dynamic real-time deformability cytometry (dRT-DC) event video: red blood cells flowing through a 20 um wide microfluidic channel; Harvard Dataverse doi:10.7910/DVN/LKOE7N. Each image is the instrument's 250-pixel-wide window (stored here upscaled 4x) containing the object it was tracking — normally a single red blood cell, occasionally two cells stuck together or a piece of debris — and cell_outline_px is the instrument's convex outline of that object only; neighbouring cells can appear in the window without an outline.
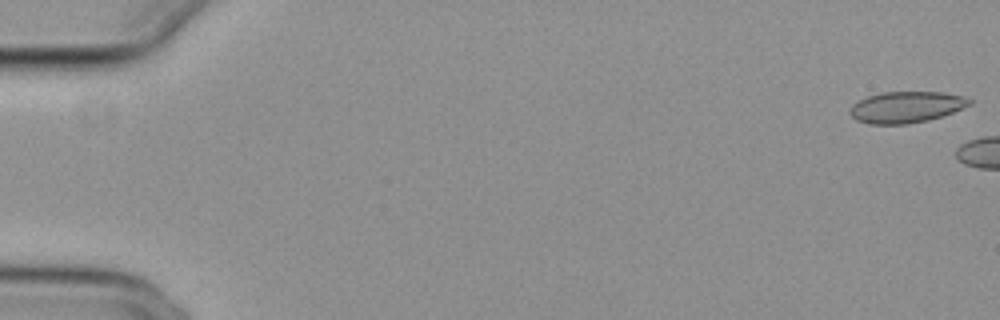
{"species": "common noctule bat (a hibernating species)", "species_latin": "Nyctalus noctula", "temperature_condition": "cold", "stored_images_in_passage": 5, "camera_frame_rate_fps": 3000, "um_per_image_px": 0.085, "animal": {"sex": "female", "body_mass_g": 29.2, "forearm_length_mm": 56.3}, "frame": {"image": 1, "passage_image": 1, "time_ms": 0.0, "image_size_px": [1000, 320], "cell_outline_px": [[972, 104], [952, 112], [928, 120], [908, 124], [868, 124], [856, 120], [848, 112], [848, 108], [852, 104], [868, 96], [884, 92], [944, 92], [964, 96], [972, 100]], "centroid_in_image_um": [77.01, 9.1], "position_along_channel_um": 8.0, "area_um2": 21.85}}